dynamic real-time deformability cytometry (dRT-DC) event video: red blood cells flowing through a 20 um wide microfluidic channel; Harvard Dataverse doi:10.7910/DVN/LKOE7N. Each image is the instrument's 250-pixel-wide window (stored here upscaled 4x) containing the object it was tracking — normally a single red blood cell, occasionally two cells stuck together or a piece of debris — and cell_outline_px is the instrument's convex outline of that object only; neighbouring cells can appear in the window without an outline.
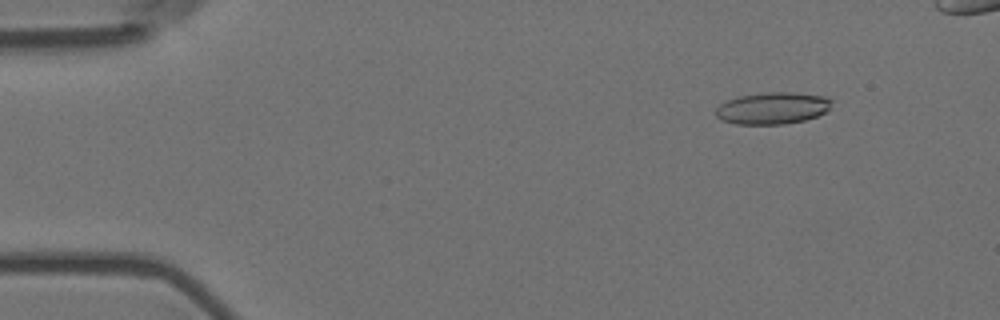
{"species": "Egyptian fruit bat (a non-hibernating species)", "species_latin": "Rousettus aegyptiacus", "temperature_condition": "room temperature", "stored_images_in_passage": 5, "camera_frame_rate_fps": 3000, "um_per_image_px": 0.085, "animal": {"sex": "female"}, "frame": {"image": 1, "passage_image": 2, "time_ms": 0.333, "image_size_px": [1000, 320], "cell_outline_px": [[832, 100], [828, 112], [804, 120], [784, 124], [736, 124], [720, 120], [716, 116], [716, 108], [720, 104], [728, 100], [740, 96], [768, 92], [792, 92], [824, 96]], "centroid_in_image_um": [65.67, 9.2], "position_along_channel_um": 19.3, "area_um2": 21.5}}